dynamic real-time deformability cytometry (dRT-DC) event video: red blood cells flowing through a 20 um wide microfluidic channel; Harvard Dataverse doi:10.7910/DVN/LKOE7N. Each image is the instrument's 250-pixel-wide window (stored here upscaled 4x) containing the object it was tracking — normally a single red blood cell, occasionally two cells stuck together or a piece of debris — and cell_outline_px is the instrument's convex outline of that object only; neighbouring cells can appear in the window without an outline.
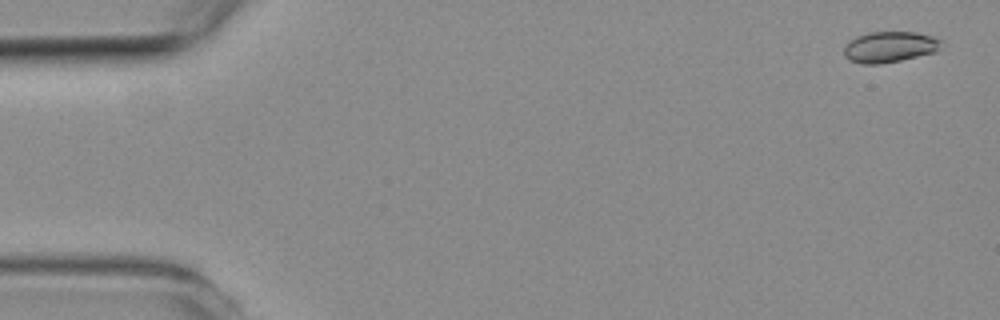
{"species": "common noctule bat (a hibernating species)", "species_latin": "Nyctalus noctula", "temperature_condition": "room temperature", "stored_images_in_passage": 5, "camera_frame_rate_fps": 3000, "um_per_image_px": 0.085, "animal": {"sex": "female", "body_mass_g": 19.3, "forearm_length_mm": 54.1}, "frame": {"image": 1, "passage_image": 1, "time_ms": 0.0, "image_size_px": [1000, 320], "cell_outline_px": [[944, 40], [936, 52], [900, 60], [880, 64], [860, 64], [848, 60], [844, 56], [844, 44], [856, 36], [868, 32], [916, 32], [932, 36]], "centroid_in_image_um": [75.6, 3.99], "position_along_channel_um": 9.4, "area_um2": 17.74}}
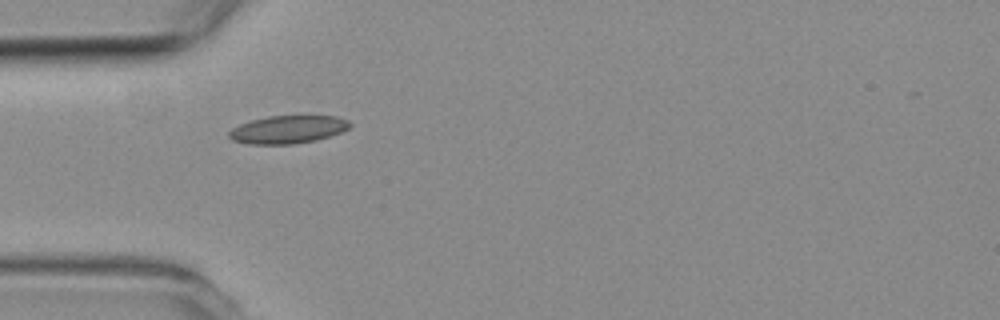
{"frame": {"image": 2, "passage_image": 4, "time_ms": 4.333, "image_size_px": [1000, 320], "cell_outline_px": [[352, 124], [348, 128], [340, 132], [328, 136], [312, 140], [292, 144], [248, 144], [232, 140], [228, 136], [228, 132], [232, 128], [240, 124], [252, 120], [268, 116], [336, 116], [348, 120]], "centroid_in_image_um": [24.43, 11.0], "position_along_channel_um": 60.6, "area_um2": 19.42}}
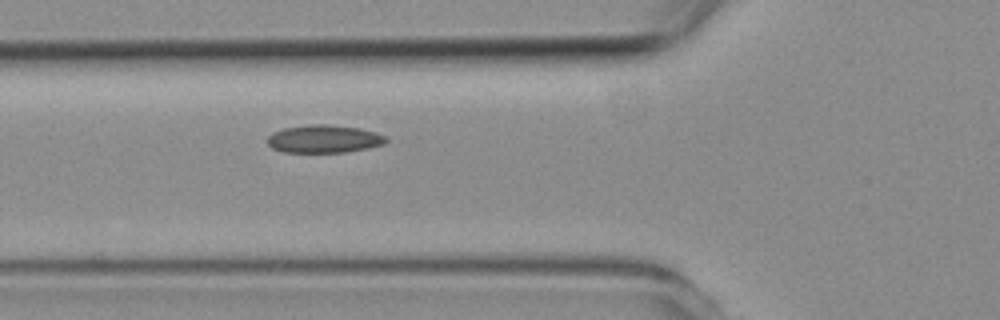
{"frame": {"image": 3, "passage_image": 5, "time_ms": 5.333, "image_size_px": [1000, 320], "cell_outline_px": [[388, 140], [384, 144], [368, 148], [344, 152], [284, 152], [272, 148], [268, 144], [268, 136], [272, 132], [284, 128], [312, 124], [328, 124], [360, 128], [376, 132], [388, 136]], "centroid_in_image_um": [27.57, 11.8], "position_along_channel_um": 98.2, "area_um2": 19.36}}